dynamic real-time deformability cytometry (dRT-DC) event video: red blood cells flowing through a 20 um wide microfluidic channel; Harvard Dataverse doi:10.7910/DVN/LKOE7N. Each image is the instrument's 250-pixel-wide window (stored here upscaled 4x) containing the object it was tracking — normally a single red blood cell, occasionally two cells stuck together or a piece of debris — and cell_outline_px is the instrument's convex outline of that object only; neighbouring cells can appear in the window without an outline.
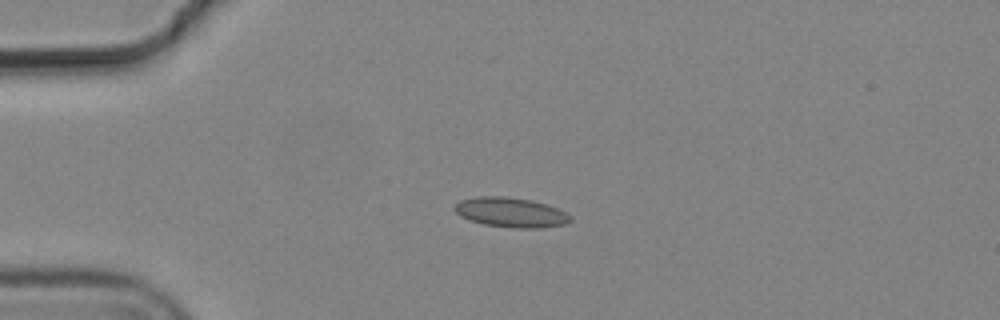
{"species": "common noctule bat (a hibernating species)", "species_latin": "Nyctalus noctula", "temperature_condition": "cold", "stored_images_in_passage": 1, "camera_frame_rate_fps": 3000, "um_per_image_px": 0.085, "animal": {"sex": "male", "body_mass_g": 19.2, "forearm_length_mm": 51.8}, "frame": {"image": 1, "passage_image": 1, "time_ms": 0.0, "image_size_px": [1000, 320], "cell_outline_px": [[572, 220], [564, 224], [540, 228], [512, 228], [484, 224], [468, 220], [460, 216], [452, 208], [460, 200], [476, 196], [504, 196], [532, 200], [548, 204], [572, 216]], "centroid_in_image_um": [43.4, 18.05], "position_along_channel_um": 41.6, "area_um2": 20.23}}